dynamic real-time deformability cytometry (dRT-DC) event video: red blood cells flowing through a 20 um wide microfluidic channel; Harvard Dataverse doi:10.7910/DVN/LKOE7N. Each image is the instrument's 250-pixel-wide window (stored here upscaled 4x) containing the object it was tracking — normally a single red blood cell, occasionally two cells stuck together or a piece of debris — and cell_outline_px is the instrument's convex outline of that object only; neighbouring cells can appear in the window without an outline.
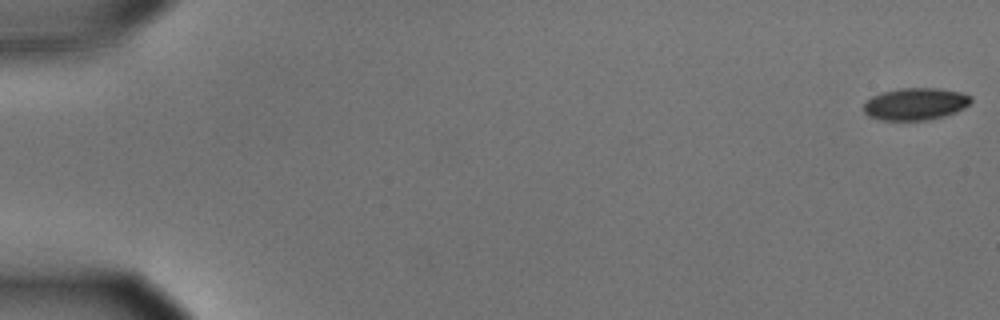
{"species": "common noctule bat (a hibernating species)", "species_latin": "Nyctalus noctula", "temperature_condition": "cold", "stored_images_in_passage": 57, "camera_frame_rate_fps": 3000, "um_per_image_px": 0.085, "animal": {"sex": "male", "body_mass_g": 15.6}, "frame": {"image": 1, "passage_image": 1, "time_ms": 0.0, "image_size_px": [1000, 320], "cell_outline_px": [[972, 100], [964, 108], [956, 112], [944, 116], [928, 120], [880, 120], [868, 116], [864, 112], [864, 104], [872, 96], [884, 92], [900, 88], [940, 88], [960, 92], [972, 96]], "centroid_in_image_um": [77.83, 8.84], "position_along_channel_um": 7.2, "area_um2": 20.11}}
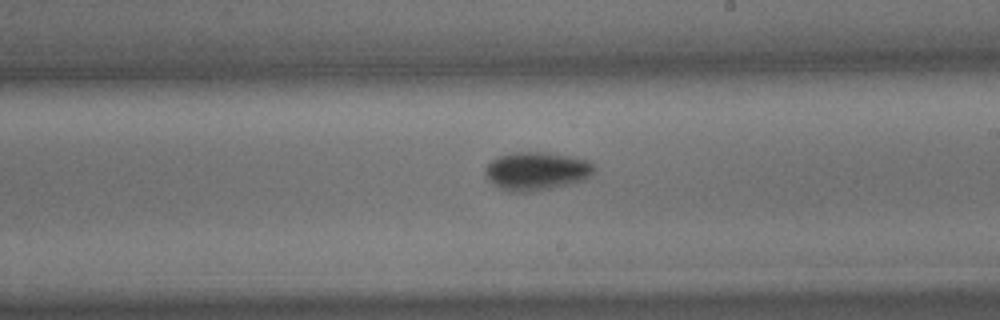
{"frame": {"image": 2, "passage_image": 34, "time_ms": 11.0, "image_size_px": [1000, 320], "cell_outline_px": [[596, 172], [584, 180], [536, 192], [512, 192], [500, 188], [492, 184], [484, 172], [484, 168], [492, 160], [500, 156], [512, 152], [548, 152], [572, 156], [588, 160], [596, 168]], "centroid_in_image_um": [45.63, 14.54], "position_along_channel_um": 243.4, "area_um2": 24.62}}
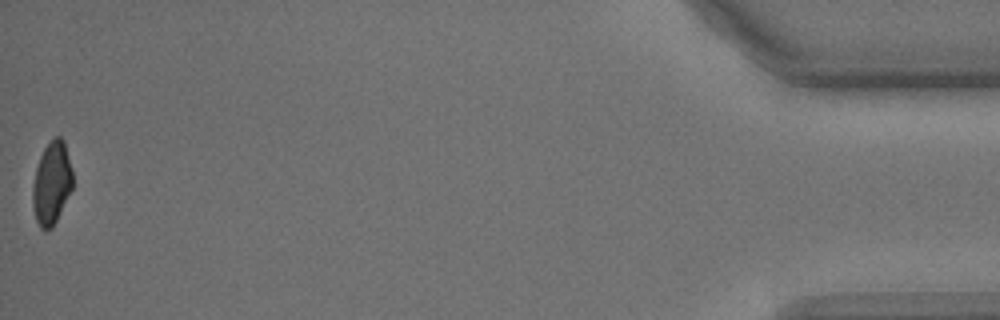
{"frame": {"image": 3, "passage_image": 57, "time_ms": 18.667, "image_size_px": [1000, 320], "cell_outline_px": [[72, 188], [52, 228], [44, 232], [40, 228], [36, 220], [32, 204], [32, 184], [36, 168], [40, 156], [44, 148], [56, 136], [60, 136], [64, 140], [72, 172]], "centroid_in_image_um": [4.37, 15.59], "position_along_channel_um": 430.8, "area_um2": 19.19}, "authors_computed_cell_mechanics": {"area_um2": 22.0796, "velocity_mm_per_s": 3.5829, "shape_relaxation_time_tau1_ms": 3.3402, "shape_relaxation_time_tau2_ms": null, "deformation_change_tau1": 0.0815, "deformation_change_tau2": null}}